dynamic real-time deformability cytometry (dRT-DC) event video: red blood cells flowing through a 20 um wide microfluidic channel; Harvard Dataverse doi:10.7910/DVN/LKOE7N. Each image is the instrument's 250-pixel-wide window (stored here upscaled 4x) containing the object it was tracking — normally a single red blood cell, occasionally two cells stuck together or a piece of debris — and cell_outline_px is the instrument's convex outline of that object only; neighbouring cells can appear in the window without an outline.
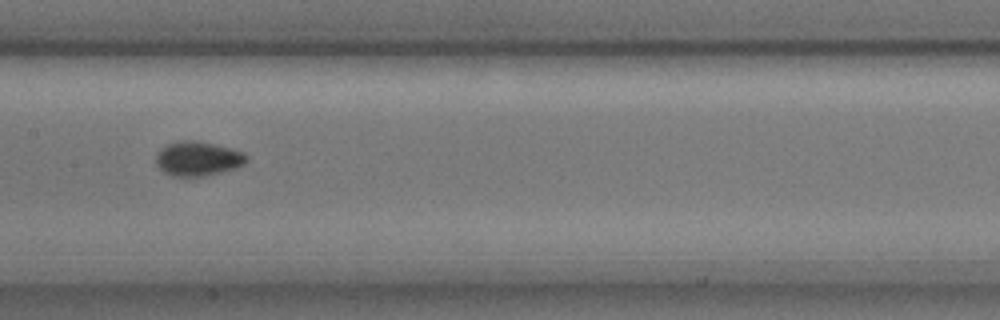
{"species": "common noctule bat (a hibernating species)", "species_latin": "Nyctalus noctula", "temperature_condition": "cold", "stored_images_in_passage": 10, "camera_frame_rate_fps": 3000, "um_per_image_px": 0.085, "animal": {"sex": "male", "body_mass_g": 17.9, "forearm_length_mm": 54.2}, "frame": {"image": 1, "passage_image": 4, "time_ms": 1.0, "image_size_px": [1000, 320], "cell_outline_px": [[248, 160], [244, 164], [220, 172], [200, 176], [172, 176], [164, 172], [156, 164], [156, 156], [160, 148], [168, 144], [184, 140], [192, 140], [212, 144], [244, 152], [248, 156]], "centroid_in_image_um": [16.8, 13.48], "position_along_channel_um": 190.6, "area_um2": 17.8}}
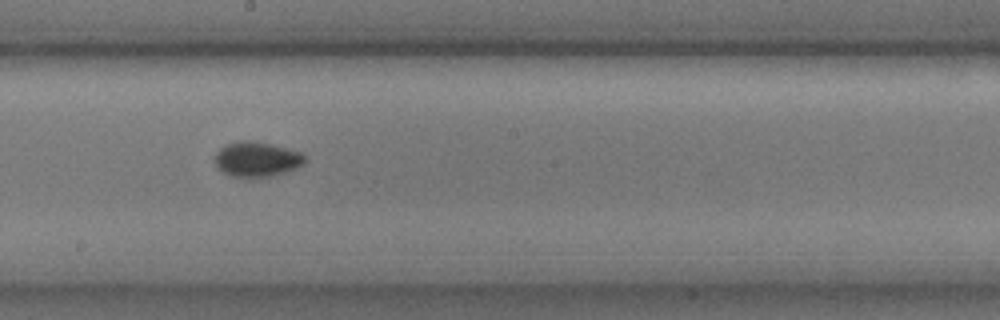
{"frame": {"image": 2, "passage_image": 5, "time_ms": 1.333, "image_size_px": [1000, 320], "cell_outline_px": [[308, 160], [304, 164], [296, 168], [272, 176], [248, 180], [244, 180], [232, 176], [216, 168], [216, 152], [224, 144], [244, 140], [268, 144], [300, 152]], "centroid_in_image_um": [21.8, 13.59], "position_along_channel_um": 226.4, "area_um2": 18.55}}
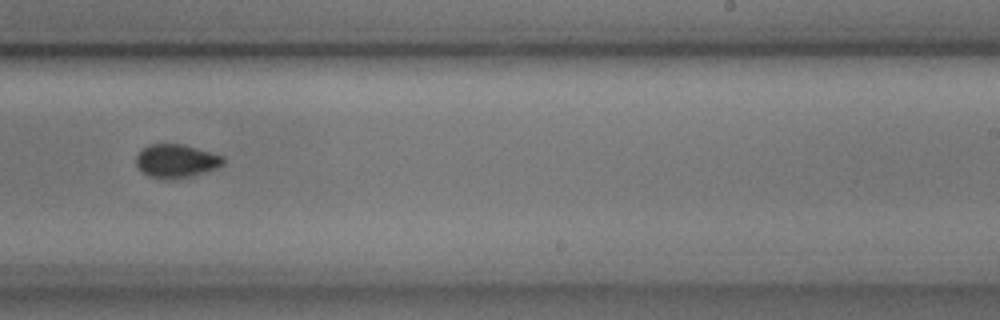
{"frame": {"image": 3, "passage_image": 6, "time_ms": 1.667, "image_size_px": [1000, 320], "cell_outline_px": [[224, 164], [216, 168], [188, 176], [164, 180], [148, 176], [140, 172], [136, 168], [136, 152], [140, 148], [148, 144], [184, 144], [224, 156]], "centroid_in_image_um": [14.89, 13.67], "position_along_channel_um": 274.1, "area_um2": 17.22}}